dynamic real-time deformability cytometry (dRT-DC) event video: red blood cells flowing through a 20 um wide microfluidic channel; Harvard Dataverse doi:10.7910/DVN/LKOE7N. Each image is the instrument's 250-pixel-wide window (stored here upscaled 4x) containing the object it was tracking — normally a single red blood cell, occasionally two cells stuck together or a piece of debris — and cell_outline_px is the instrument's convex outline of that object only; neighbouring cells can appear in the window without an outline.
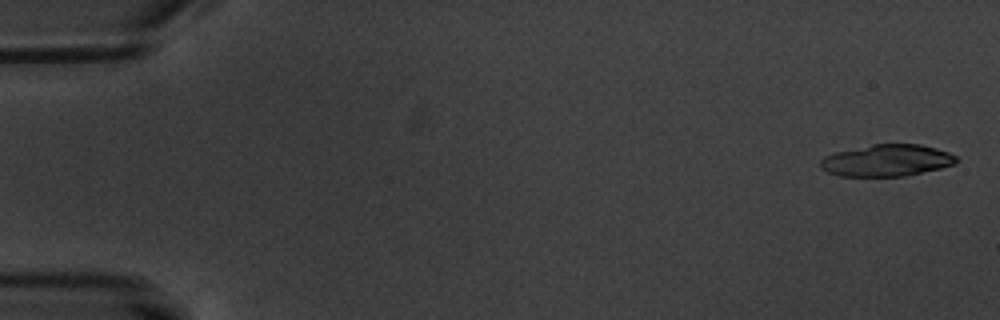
{"species": "common noctule bat (a hibernating species)", "species_latin": "Nyctalus noctula", "temperature_condition": "warm", "stored_images_in_passage": 7, "camera_frame_rate_fps": 3000, "um_per_image_px": 0.085, "animal": {"sex": "male", "body_mass_g": 20.1, "forearm_length_mm": 53.5}, "frame": {"image": 1, "passage_image": 1, "time_ms": 0.0, "image_size_px": [1000, 320], "cell_outline_px": [[960, 160], [956, 164], [940, 168], [904, 176], [840, 176], [828, 172], [820, 168], [820, 160], [824, 156], [836, 152], [872, 144], [920, 144], [936, 148], [948, 152], [956, 156]], "centroid_in_image_um": [75.39, 13.63], "position_along_channel_um": 9.6, "area_um2": 25.2}}